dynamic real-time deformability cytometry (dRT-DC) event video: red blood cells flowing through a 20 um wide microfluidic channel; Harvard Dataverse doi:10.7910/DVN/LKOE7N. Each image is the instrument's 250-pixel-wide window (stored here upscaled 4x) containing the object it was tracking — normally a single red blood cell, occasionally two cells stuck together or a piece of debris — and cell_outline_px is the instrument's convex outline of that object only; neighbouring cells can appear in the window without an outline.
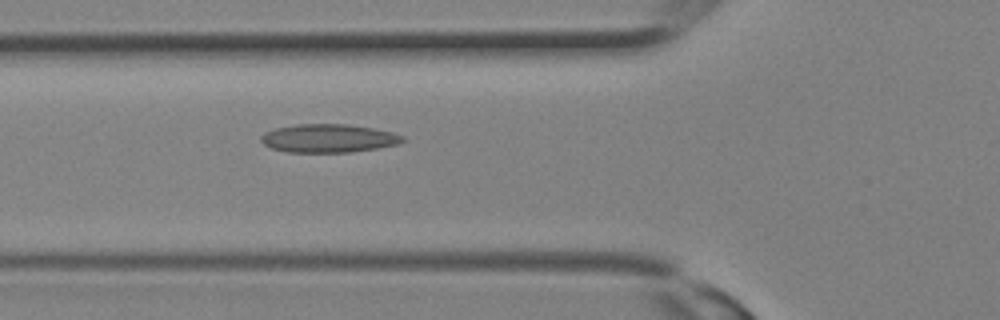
{"species": "Egyptian fruit bat (a non-hibernating species)", "species_latin": "Rousettus aegyptiacus", "temperature_condition": "room temperature", "stored_images_in_passage": 12, "camera_frame_rate_fps": 3000, "um_per_image_px": 0.085, "animal": {"sex": "female"}, "frame": {"image": 1, "passage_image": 12, "time_ms": 3.667, "image_size_px": [1000, 320], "cell_outline_px": [[404, 140], [400, 144], [376, 148], [348, 152], [288, 152], [272, 148], [264, 144], [260, 140], [260, 136], [264, 132], [276, 128], [296, 124], [348, 124], [372, 128], [392, 132], [404, 136]], "centroid_in_image_um": [27.91, 11.75], "position_along_channel_um": 97.9, "area_um2": 23.35}}